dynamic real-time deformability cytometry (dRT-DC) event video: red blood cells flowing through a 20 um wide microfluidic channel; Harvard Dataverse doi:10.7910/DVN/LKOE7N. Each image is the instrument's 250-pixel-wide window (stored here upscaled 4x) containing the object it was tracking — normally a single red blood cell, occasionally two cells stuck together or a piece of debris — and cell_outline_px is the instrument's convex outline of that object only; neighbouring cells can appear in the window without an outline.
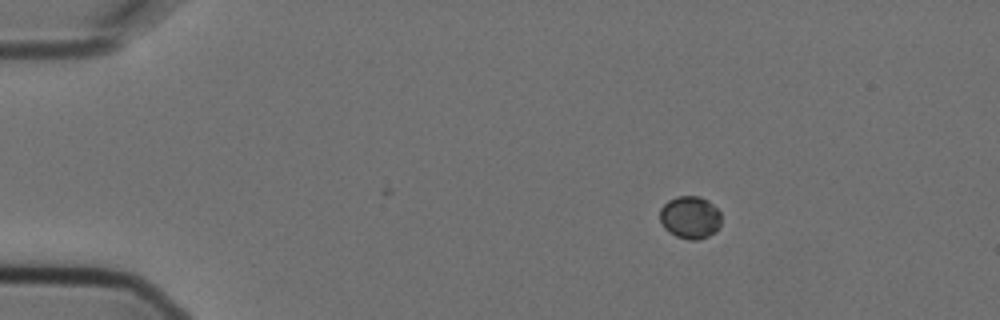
{"species": "Egyptian fruit bat (a non-hibernating species)", "species_latin": "Rousettus aegyptiacus", "temperature_condition": "cold", "stored_images_in_passage": 5, "camera_frame_rate_fps": 3000, "um_per_image_px": 0.085, "animal": {"sex": "female"}, "frame": {"image": 1, "passage_image": 3, "time_ms": 0.667, "image_size_px": [1000, 320], "cell_outline_px": [[720, 224], [716, 232], [708, 236], [696, 240], [688, 240], [676, 236], [668, 232], [664, 228], [660, 220], [660, 208], [668, 200], [676, 196], [700, 196], [708, 200], [720, 212]], "centroid_in_image_um": [58.64, 18.48], "position_along_channel_um": 26.4, "area_um2": 15.37}}